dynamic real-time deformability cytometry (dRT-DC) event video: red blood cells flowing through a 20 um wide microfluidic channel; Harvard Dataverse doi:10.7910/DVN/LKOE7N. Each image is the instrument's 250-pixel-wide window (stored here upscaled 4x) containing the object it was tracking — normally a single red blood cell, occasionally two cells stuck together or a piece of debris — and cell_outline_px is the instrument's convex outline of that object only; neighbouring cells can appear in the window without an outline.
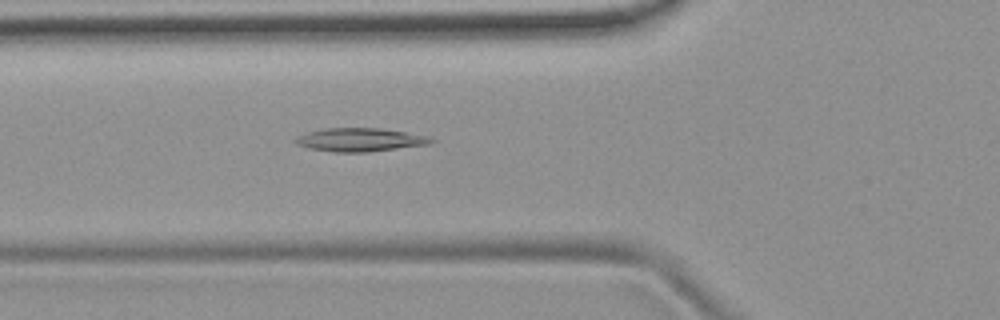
{"species": "common noctule bat (a hibernating species)", "species_latin": "Nyctalus noctula", "temperature_condition": "room temperature", "stored_images_in_passage": 45, "camera_frame_rate_fps": 3000, "um_per_image_px": 0.085, "animal": {"sex": "female", "body_mass_g": 19.9}, "frame": {"image": 1, "passage_image": 11, "time_ms": 3.333, "image_size_px": [1000, 320], "cell_outline_px": [[436, 140], [432, 144], [368, 152], [332, 152], [308, 148], [296, 144], [292, 140], [296, 136], [308, 132], [324, 128], [380, 128], [432, 136]], "centroid_in_image_um": [30.63, 11.88], "position_along_channel_um": 95.2, "area_um2": 18.84}}
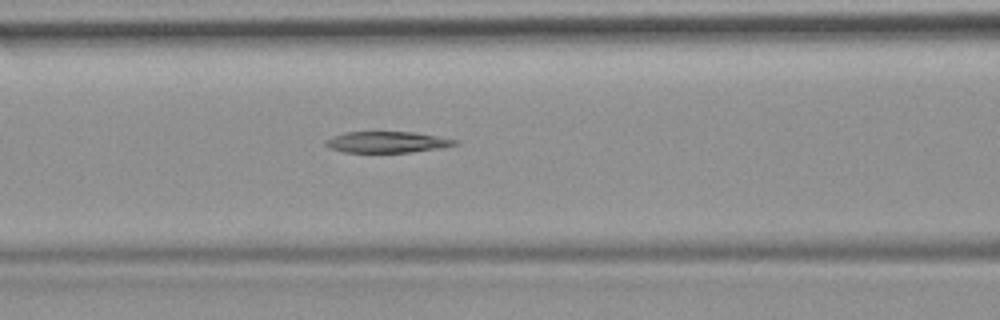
{"frame": {"image": 2, "passage_image": 14, "time_ms": 4.333, "image_size_px": [1000, 320], "cell_outline_px": [[460, 144], [440, 148], [412, 152], [344, 152], [332, 148], [324, 144], [324, 140], [332, 136], [344, 132], [416, 132], [460, 140]], "centroid_in_image_um": [32.95, 12.07], "position_along_channel_um": 133.7, "area_um2": 16.07}}
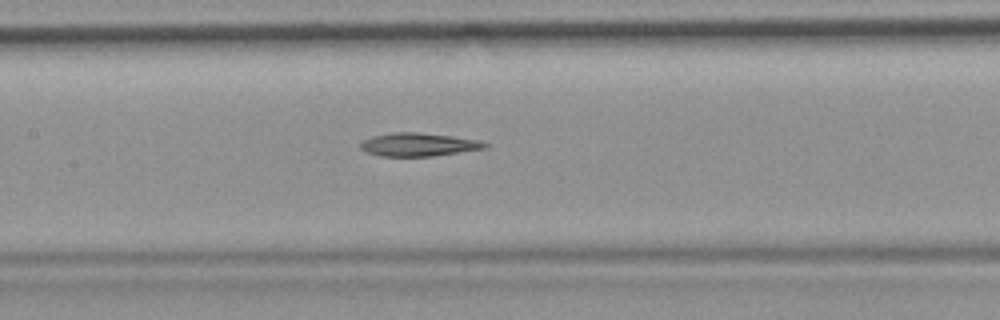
{"frame": {"image": 3, "passage_image": 17, "time_ms": 5.333, "image_size_px": [1000, 320], "cell_outline_px": [[488, 144], [484, 148], [432, 156], [380, 156], [368, 152], [360, 148], [360, 144], [364, 140], [372, 136], [392, 132], [416, 132], [452, 136], [480, 140]], "centroid_in_image_um": [35.54, 12.28], "position_along_channel_um": 171.9, "area_um2": 16.65}}